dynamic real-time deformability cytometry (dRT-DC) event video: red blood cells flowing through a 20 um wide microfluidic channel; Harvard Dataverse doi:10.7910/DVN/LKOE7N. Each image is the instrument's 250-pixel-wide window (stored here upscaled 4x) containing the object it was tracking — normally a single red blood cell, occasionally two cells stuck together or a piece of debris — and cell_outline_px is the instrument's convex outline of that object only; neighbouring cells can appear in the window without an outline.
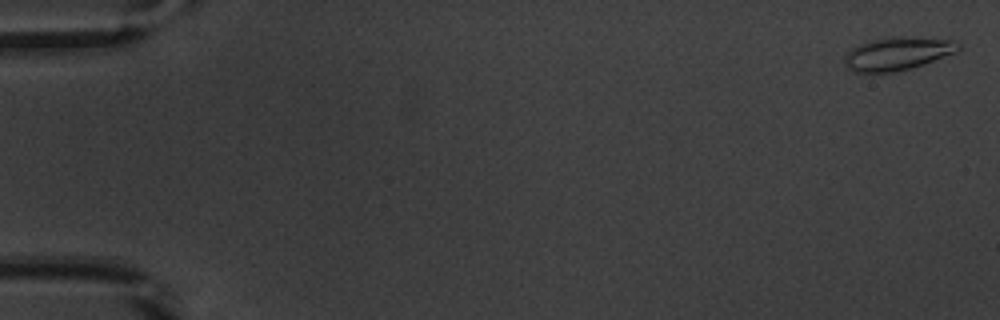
{"species": "common noctule bat (a hibernating species)", "species_latin": "Nyctalus noctula", "temperature_condition": "warm", "stored_images_in_passage": 11, "camera_frame_rate_fps": 3000, "um_per_image_px": 0.085, "animal": {"sex": "male", "body_mass_g": 20.1, "forearm_length_mm": 53.5}, "frame": {"image": 1, "passage_image": 1, "time_ms": 0.0, "image_size_px": [1000, 320], "cell_outline_px": [[964, 48], [956, 52], [924, 64], [892, 72], [852, 72], [844, 68], [844, 56], [852, 48], [868, 40], [888, 36], [956, 40]], "centroid_in_image_um": [76.26, 4.55], "position_along_channel_um": 8.7, "area_um2": 22.08}}